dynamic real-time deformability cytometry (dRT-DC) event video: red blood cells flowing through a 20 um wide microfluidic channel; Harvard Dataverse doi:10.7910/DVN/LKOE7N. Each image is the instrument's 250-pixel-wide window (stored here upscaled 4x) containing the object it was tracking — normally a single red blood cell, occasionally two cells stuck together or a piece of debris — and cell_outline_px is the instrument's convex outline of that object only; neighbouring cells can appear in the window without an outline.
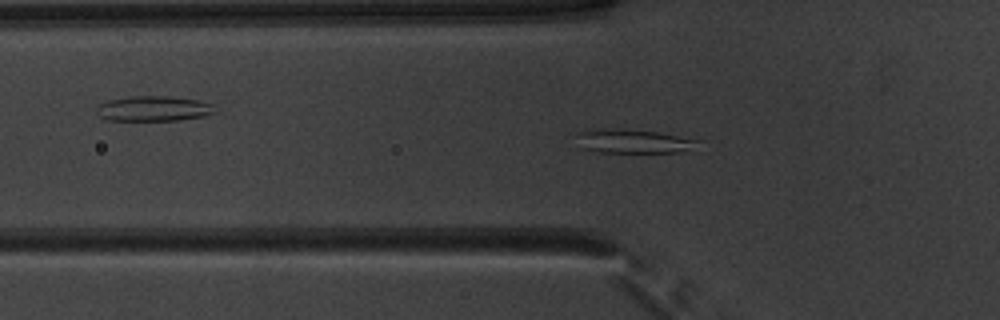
{"species": "common noctule bat (a hibernating species)", "species_latin": "Nyctalus noctula", "temperature_condition": "warm", "stored_images_in_passage": 52, "segment_of_instrument_passage": [1, 2], "camera_frame_rate_fps": 3000, "um_per_image_px": 0.085, "animal": {"sex": "male", "body_mass_g": 20.1, "forearm_length_mm": 53.5}, "frame": {"image": 1, "passage_image": 17, "time_ms": 5.333, "image_size_px": [1000, 320], "cell_outline_px": [[700, 140], [684, 152], [600, 152], [584, 148], [576, 136], [584, 128], [600, 128], [656, 132]], "centroid_in_image_um": [53.76, 12.0], "position_along_channel_um": 72.0, "area_um2": 16.42}}
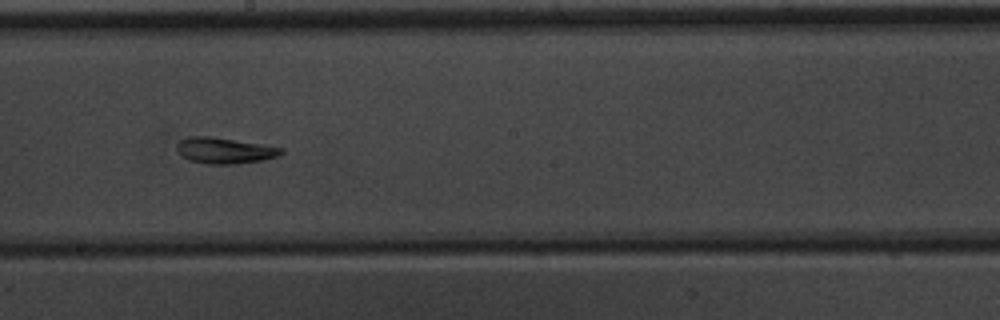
{"frame": {"image": 2, "passage_image": 29, "time_ms": 9.333, "image_size_px": [1000, 320], "cell_outline_px": [[284, 152], [276, 156], [264, 160], [236, 164], [208, 164], [188, 160], [180, 156], [176, 148], [176, 144], [180, 140], [188, 136], [208, 136], [260, 144], [284, 148]], "centroid_in_image_um": [19.04, 12.8], "position_along_channel_um": 229.2, "area_um2": 15.84}}
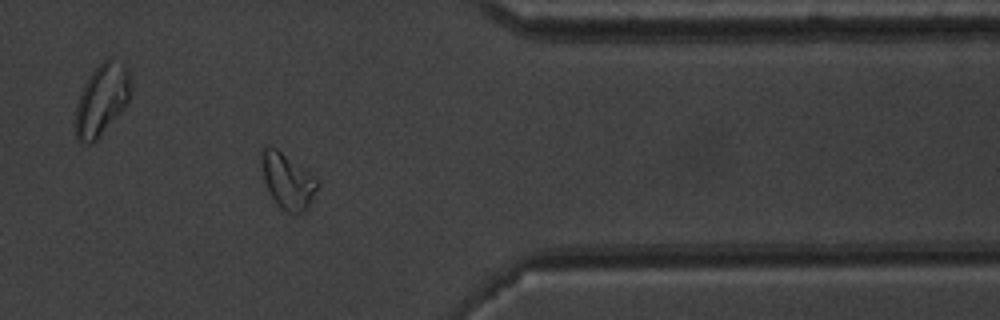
{"frame": {"image": 3, "passage_image": 42, "time_ms": 13.667, "image_size_px": [1000, 320], "cell_outline_px": [[320, 184], [308, 208], [304, 212], [296, 216], [280, 208], [272, 196], [264, 180], [260, 168], [260, 152], [264, 144], [276, 148], [316, 176]], "centroid_in_image_um": [24.45, 15.37], "position_along_channel_um": 387.0, "area_um2": 18.55}}